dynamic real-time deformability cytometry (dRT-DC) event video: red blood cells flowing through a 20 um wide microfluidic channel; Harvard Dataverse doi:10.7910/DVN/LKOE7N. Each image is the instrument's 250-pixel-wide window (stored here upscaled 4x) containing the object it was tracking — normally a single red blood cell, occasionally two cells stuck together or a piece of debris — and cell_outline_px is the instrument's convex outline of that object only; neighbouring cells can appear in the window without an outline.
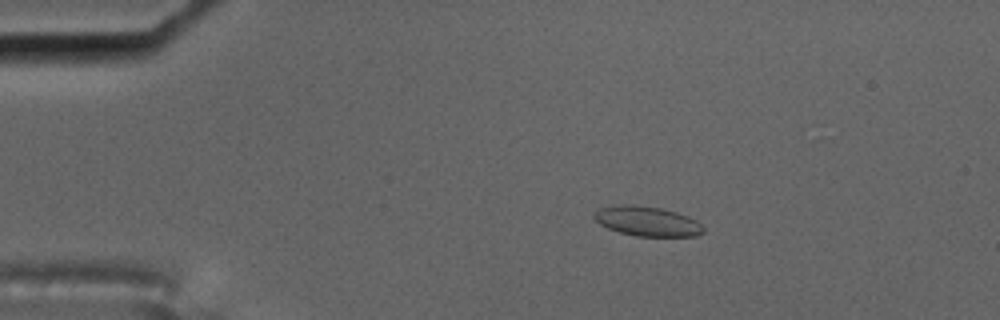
{"species": "common noctule bat (a hibernating species)", "species_latin": "Nyctalus noctula", "temperature_condition": "cold", "stored_images_in_passage": 57, "camera_frame_rate_fps": 3000, "um_per_image_px": 0.085, "animal": {"sex": "male", "body_mass_g": 17.5, "forearm_length_mm": 52.3}, "frame": {"image": 1, "passage_image": 10, "time_ms": 3.0, "image_size_px": [1000, 320], "cell_outline_px": [[704, 232], [696, 236], [636, 236], [620, 232], [608, 228], [600, 224], [592, 216], [600, 208], [620, 204], [632, 204], [660, 208], [676, 212], [688, 216], [696, 220], [704, 228]], "centroid_in_image_um": [55.02, 18.8], "position_along_channel_um": 30.0, "area_um2": 18.84}}
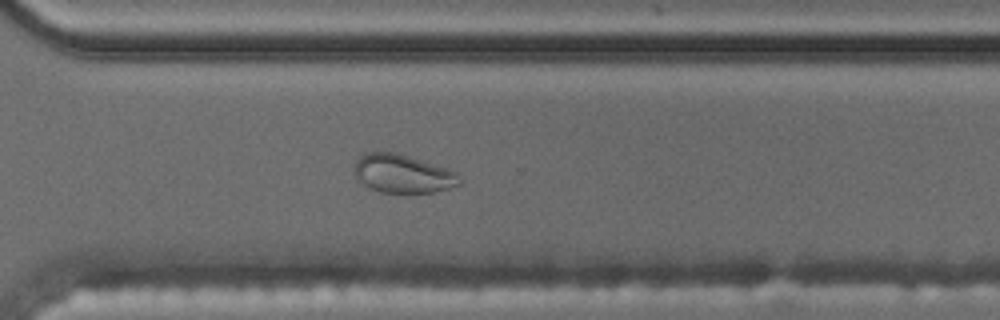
{"frame": {"image": 2, "passage_image": 41, "time_ms": 13.333, "image_size_px": [1000, 320], "cell_outline_px": [[460, 184], [436, 192], [380, 192], [360, 184], [356, 180], [352, 168], [356, 160], [364, 152], [392, 152], [448, 168], [456, 172], [460, 180]], "centroid_in_image_um": [34.15, 14.77], "position_along_channel_um": 336.4, "area_um2": 23.58}}
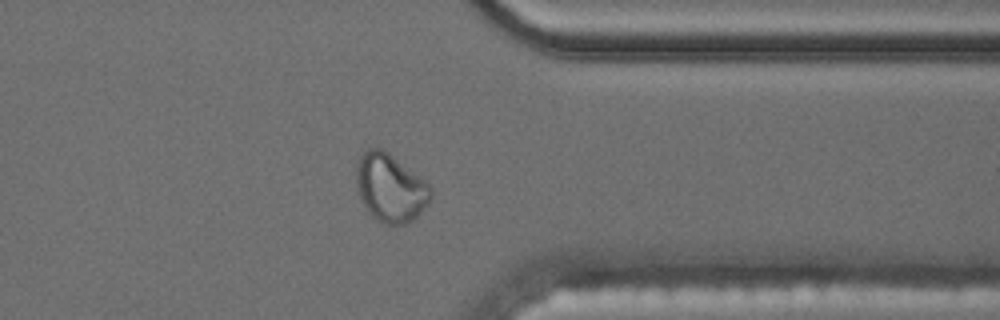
{"frame": {"image": 3, "passage_image": 45, "time_ms": 14.667, "image_size_px": [1000, 320], "cell_outline_px": [[432, 196], [428, 204], [412, 220], [404, 224], [384, 224], [376, 220], [368, 212], [356, 188], [356, 164], [360, 156], [368, 148], [380, 148], [388, 152], [428, 184], [432, 188]], "centroid_in_image_um": [33.16, 15.97], "position_along_channel_um": 378.2, "area_um2": 29.3}}